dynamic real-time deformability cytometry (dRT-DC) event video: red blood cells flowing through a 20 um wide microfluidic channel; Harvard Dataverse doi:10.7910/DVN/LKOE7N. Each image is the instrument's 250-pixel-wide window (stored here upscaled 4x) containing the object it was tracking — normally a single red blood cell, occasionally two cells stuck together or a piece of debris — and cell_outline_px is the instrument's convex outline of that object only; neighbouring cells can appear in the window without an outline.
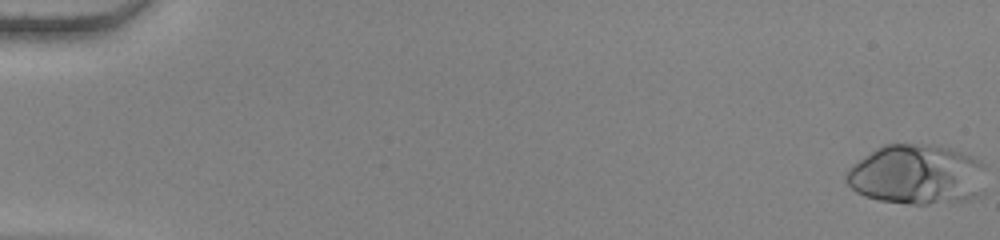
{"species": "human", "species_latin": "Homo sapiens", "temperature_condition": "warm", "stored_images_in_passage": 55, "camera_frame_rate_fps": 3000, "um_per_image_px": 0.085, "donor": {"sex": "female"}, "frame": {"image": 1, "passage_image": 1, "time_ms": 0.0, "image_size_px": [1000, 240], "cell_outline_px": [[984, 192], [980, 196], [968, 200], [928, 204], [908, 204], [880, 200], [864, 196], [856, 192], [844, 180], [844, 176], [848, 168], [852, 164], [876, 148], [884, 144], [932, 144], [948, 148], [972, 156], [980, 160], [984, 164]], "centroid_in_image_um": [77.94, 14.85], "position_along_channel_um": 7.1, "area_um2": 49.48}}
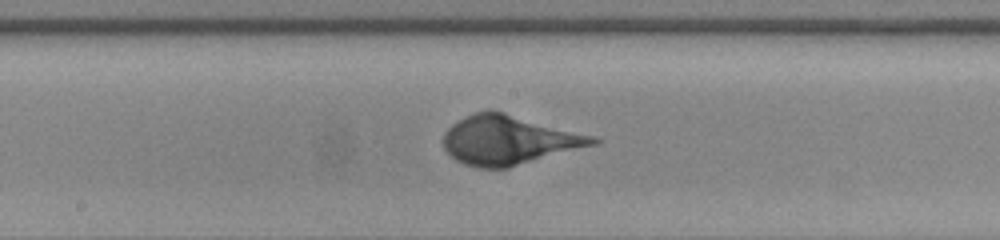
{"frame": {"image": 2, "passage_image": 31, "time_ms": 10.0, "image_size_px": [1000, 240], "cell_outline_px": [[604, 140], [600, 144], [508, 168], [480, 168], [464, 164], [456, 160], [444, 148], [444, 132], [452, 124], [476, 112], [504, 112], [592, 136]], "centroid_in_image_um": [43.3, 11.94], "position_along_channel_um": 204.9, "area_um2": 42.37}}
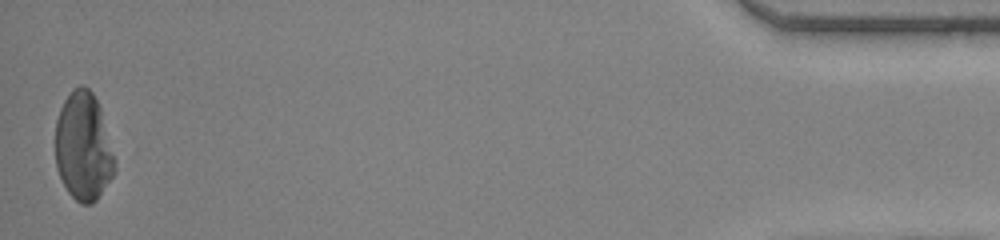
{"frame": {"image": 3, "passage_image": 55, "time_ms": 18.0, "image_size_px": [1000, 240], "cell_outline_px": [[116, 172], [96, 200], [92, 204], [80, 204], [68, 192], [56, 168], [56, 120], [60, 108], [64, 100], [72, 88], [80, 84], [84, 84], [92, 92], [100, 108], [116, 168]], "centroid_in_image_um": [7.07, 12.46], "position_along_channel_um": 428.1, "area_um2": 37.22}}